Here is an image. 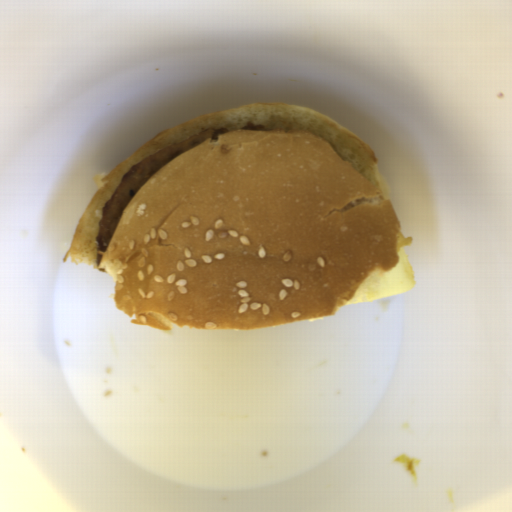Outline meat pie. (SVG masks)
<instances>
[{"instance_id":"meat-pie-1","label":"meat pie","mask_w":512,"mask_h":512,"mask_svg":"<svg viewBox=\"0 0 512 512\" xmlns=\"http://www.w3.org/2000/svg\"><path fill=\"white\" fill-rule=\"evenodd\" d=\"M224 132H227V128L208 127L175 145L158 150L132 166L122 175L120 184L101 210V220L98 223V235L95 237V257L97 266H100V261L127 206L133 196L149 178L175 158L193 149L205 140Z\"/></svg>"}]
</instances>
